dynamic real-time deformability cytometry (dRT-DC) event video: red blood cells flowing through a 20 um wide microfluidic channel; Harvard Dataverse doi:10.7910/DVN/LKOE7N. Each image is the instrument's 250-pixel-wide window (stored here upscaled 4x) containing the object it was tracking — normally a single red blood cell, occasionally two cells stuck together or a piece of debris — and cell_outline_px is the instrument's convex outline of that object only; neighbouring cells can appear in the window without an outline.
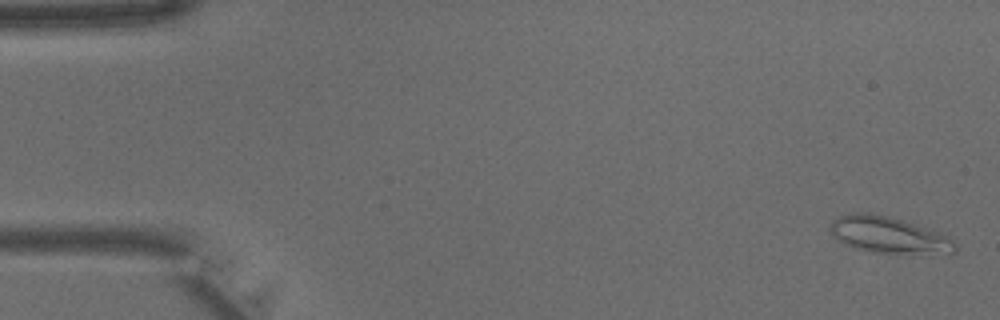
{"species": "common noctule bat (a hibernating species)", "species_latin": "Nyctalus noctula", "temperature_condition": "warm", "stored_images_in_passage": 11, "camera_frame_rate_fps": 3000, "um_per_image_px": 0.085, "animal": {"sex": "male", "body_mass_g": 15.6}, "frame": {"image": 1, "passage_image": 1, "time_ms": 0.0, "image_size_px": [1000, 320], "cell_outline_px": [[956, 252], [908, 256], [868, 252], [844, 244], [836, 240], [832, 236], [828, 228], [832, 220], [840, 216], [852, 212], [872, 212], [888, 216], [948, 236], [956, 244]], "centroid_in_image_um": [75.49, 20.02], "position_along_channel_um": 9.5, "area_um2": 27.22}}